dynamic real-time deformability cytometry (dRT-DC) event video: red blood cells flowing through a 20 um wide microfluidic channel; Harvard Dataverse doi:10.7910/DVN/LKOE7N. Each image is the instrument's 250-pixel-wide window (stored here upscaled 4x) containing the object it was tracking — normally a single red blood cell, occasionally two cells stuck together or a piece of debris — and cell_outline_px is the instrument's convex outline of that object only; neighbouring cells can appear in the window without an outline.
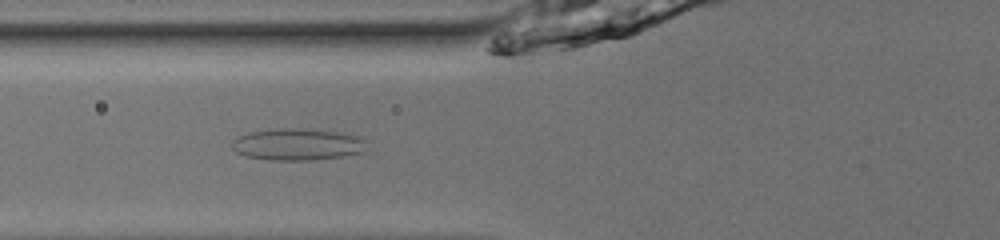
{"species": "common noctule bat (a hibernating species)", "species_latin": "Nyctalus noctula", "temperature_condition": "room temperature", "stored_images_in_passage": 35, "camera_frame_rate_fps": 3000, "um_per_image_px": 0.085, "animal": {"sex": "male", "body_mass_g": 13.0, "forearm_length_mm": 53.1}, "frame": {"image": 1, "passage_image": 5, "time_ms": 1.333, "image_size_px": [1000, 240], "cell_outline_px": [[364, 152], [340, 156], [312, 160], [268, 160], [244, 156], [236, 152], [232, 148], [232, 140], [248, 132], [276, 128], [300, 128], [340, 132], [356, 136], [364, 140]], "centroid_in_image_um": [25.22, 12.27], "position_along_channel_um": 100.6, "area_um2": 24.91}}
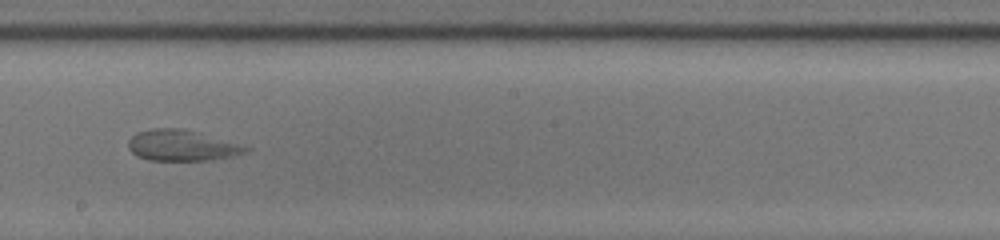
{"frame": {"image": 2, "passage_image": 15, "time_ms": 4.667, "image_size_px": [1000, 240], "cell_outline_px": [[252, 148], [244, 152], [232, 156], [212, 160], [148, 160], [136, 156], [128, 148], [128, 140], [136, 132], [152, 128], [184, 128], [200, 132]], "centroid_in_image_um": [15.41, 12.35], "position_along_channel_um": 232.8, "area_um2": 21.21}}
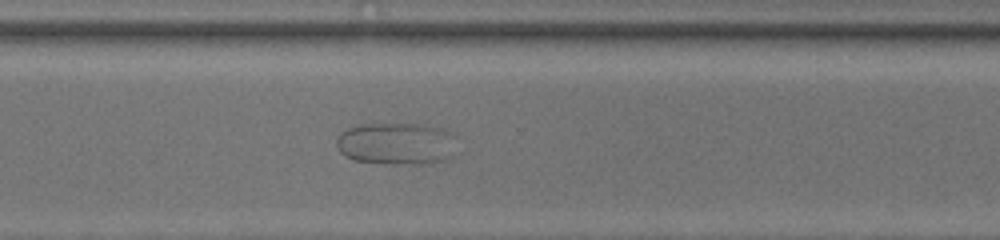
{"frame": {"image": 3, "passage_image": 23, "time_ms": 7.333, "image_size_px": [1000, 240], "cell_outline_px": [[464, 152], [460, 156], [448, 160], [424, 164], [392, 164], [352, 160], [344, 156], [340, 152], [336, 144], [336, 140], [348, 128], [364, 124], [428, 124], [452, 132], [456, 136]], "centroid_in_image_um": [33.92, 12.23], "position_along_channel_um": 336.7, "area_um2": 30.92}}